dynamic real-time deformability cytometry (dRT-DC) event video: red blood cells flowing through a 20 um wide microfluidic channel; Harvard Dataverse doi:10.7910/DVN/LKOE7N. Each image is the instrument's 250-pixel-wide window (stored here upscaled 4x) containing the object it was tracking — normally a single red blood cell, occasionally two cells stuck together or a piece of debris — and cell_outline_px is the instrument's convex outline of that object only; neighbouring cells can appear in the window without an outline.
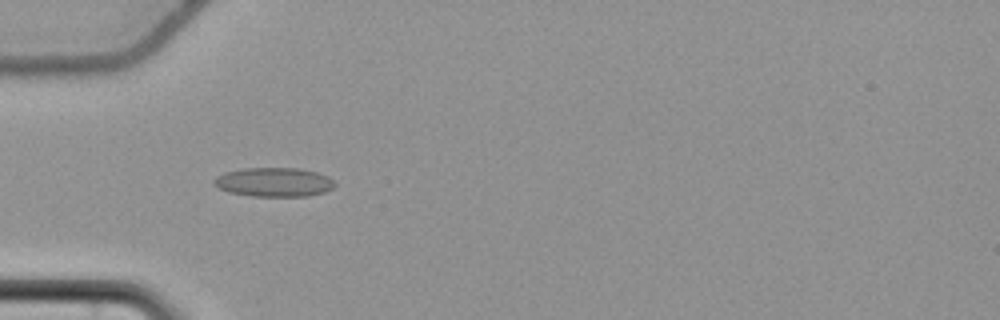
{"species": "common noctule bat (a hibernating species)", "species_latin": "Nyctalus noctula", "temperature_condition": "cold", "stored_images_in_passage": 57, "camera_frame_rate_fps": 3000, "um_per_image_px": 0.085, "animal": {"sex": "female", "body_mass_g": 22.7, "forearm_length_mm": 54.2}, "frame": {"image": 1, "passage_image": 19, "time_ms": 6.0, "image_size_px": [1000, 320], "cell_outline_px": [[336, 184], [332, 188], [324, 192], [308, 196], [252, 196], [228, 192], [212, 184], [212, 180], [216, 176], [224, 172], [244, 168], [296, 168], [316, 172], [328, 176]], "centroid_in_image_um": [23.25, 15.48], "position_along_channel_um": 61.7, "area_um2": 20.52}}
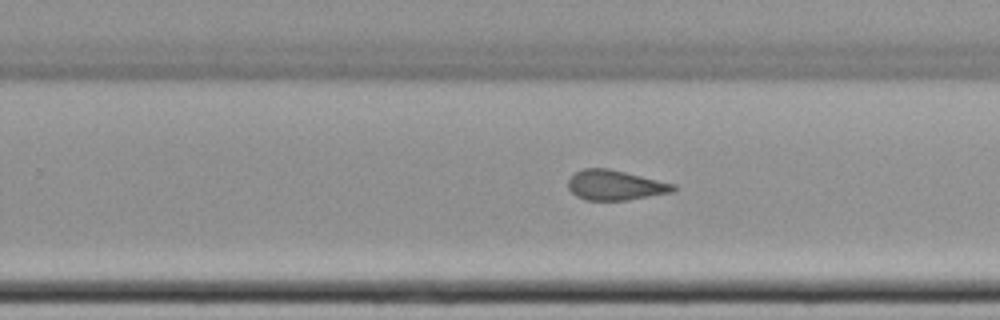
{"frame": {"image": 2, "passage_image": 37, "time_ms": 12.0, "image_size_px": [1000, 320], "cell_outline_px": [[676, 188], [672, 192], [628, 200], [584, 200], [576, 196], [568, 188], [568, 180], [576, 172], [584, 168], [608, 168], [676, 184]], "centroid_in_image_um": [52.28, 15.74], "position_along_channel_um": 277.5, "area_um2": 18.32}}
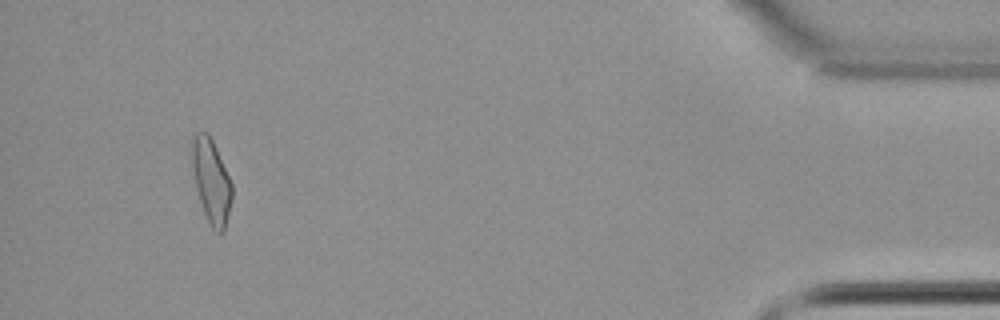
{"frame": {"image": 3, "passage_image": 54, "time_ms": 17.667, "image_size_px": [1000, 320], "cell_outline_px": [[232, 200], [224, 232], [216, 232], [212, 228], [204, 212], [196, 188], [192, 164], [192, 140], [196, 132], [208, 132], [216, 148], [232, 184]], "centroid_in_image_um": [17.97, 15.4], "position_along_channel_um": 417.2, "area_um2": 19.25}, "authors_computed_cell_mechanics": {"area_um2": 19.4208, "velocity_mm_per_s": 3.6732, "shape_relaxation_time_tau1_ms": null, "shape_relaxation_time_tau2_ms": 2.8893, "deformation_change_tau1": null, "deformation_change_tau2": 0.0851}}